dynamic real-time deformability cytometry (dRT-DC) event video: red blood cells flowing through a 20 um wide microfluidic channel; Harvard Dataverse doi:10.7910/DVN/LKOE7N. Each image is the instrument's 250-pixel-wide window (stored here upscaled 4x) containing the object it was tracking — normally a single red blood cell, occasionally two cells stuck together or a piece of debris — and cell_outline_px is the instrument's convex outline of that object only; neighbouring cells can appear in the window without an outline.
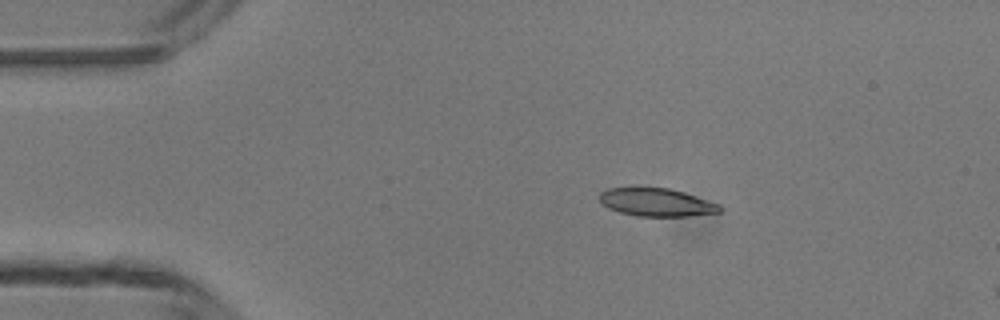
{"species": "common noctule bat (a hibernating species)", "species_latin": "Nyctalus noctula", "temperature_condition": "room temperature", "stored_images_in_passage": 5, "camera_frame_rate_fps": 3000, "um_per_image_px": 0.085, "animal": {"sex": "male", "body_mass_g": 13.3}, "frame": {"image": 1, "passage_image": 1, "time_ms": 0.0, "image_size_px": [1000, 320], "cell_outline_px": [[724, 208], [720, 212], [688, 216], [636, 216], [620, 212], [608, 208], [600, 200], [600, 192], [608, 188], [668, 188], [684, 192], [720, 204]], "centroid_in_image_um": [55.84, 17.2], "position_along_channel_um": 29.2, "area_um2": 19.54}}
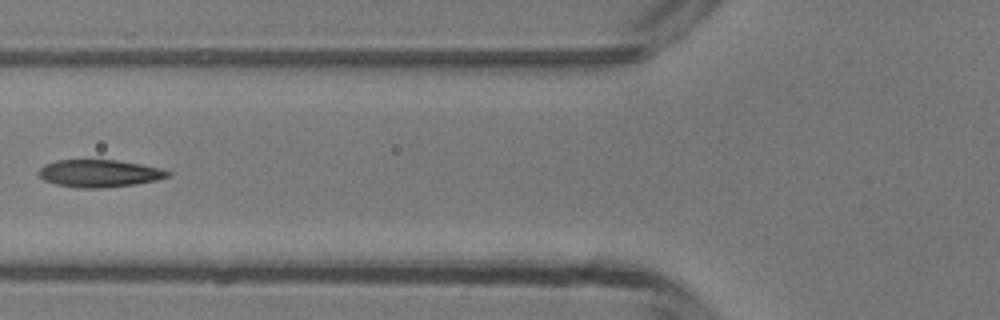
{"frame": {"image": 2, "passage_image": 4, "time_ms": 3.333, "image_size_px": [1000, 320], "cell_outline_px": [[172, 176], [156, 180], [136, 184], [104, 188], [80, 188], [56, 184], [44, 180], [36, 172], [44, 164], [56, 160], [116, 160], [140, 164], [160, 168], [172, 172]], "centroid_in_image_um": [8.45, 14.74], "position_along_channel_um": 117.4, "area_um2": 20.75}}
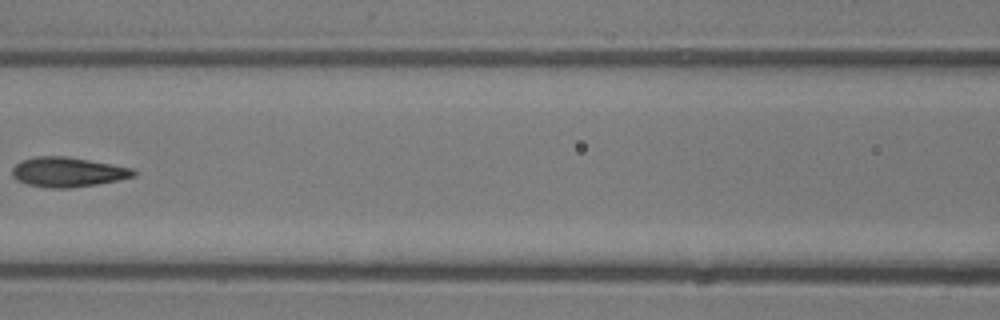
{"frame": {"image": 3, "passage_image": 5, "time_ms": 4.333, "image_size_px": [1000, 320], "cell_outline_px": [[136, 176], [96, 184], [72, 188], [48, 188], [28, 184], [16, 180], [12, 176], [12, 168], [20, 160], [36, 156], [64, 156], [88, 160], [132, 168], [136, 172]], "centroid_in_image_um": [5.71, 14.62], "position_along_channel_um": 160.9, "area_um2": 20.92}}